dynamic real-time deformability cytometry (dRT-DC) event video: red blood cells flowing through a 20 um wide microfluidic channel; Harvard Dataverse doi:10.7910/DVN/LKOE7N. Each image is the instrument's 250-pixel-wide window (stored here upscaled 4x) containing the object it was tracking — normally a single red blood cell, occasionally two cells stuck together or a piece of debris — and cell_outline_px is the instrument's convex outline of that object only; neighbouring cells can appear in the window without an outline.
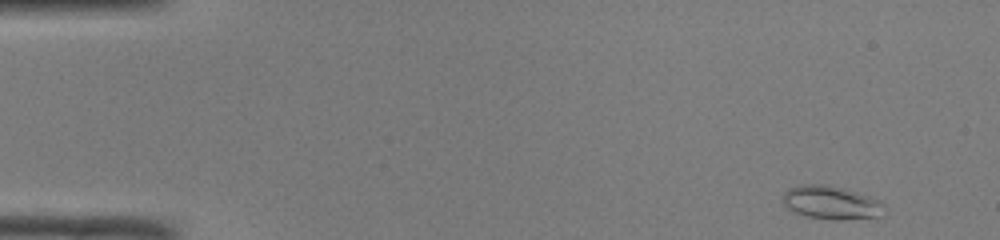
{"species": "common noctule bat (a hibernating species)", "species_latin": "Nyctalus noctula", "temperature_condition": "room temperature", "stored_images_in_passage": 47, "camera_frame_rate_fps": 3000, "um_per_image_px": 0.085, "animal": {"sex": "male", "body_mass_g": 19.0, "forearm_length_mm": 50.8}, "frame": {"image": 1, "passage_image": 1, "time_ms": 0.0, "image_size_px": [1000, 240], "cell_outline_px": [[884, 204], [876, 216], [840, 220], [836, 220], [808, 216], [796, 212], [788, 208], [784, 204], [784, 192], [788, 188], [800, 184], [824, 184], [856, 192], [880, 200]], "centroid_in_image_um": [70.59, 17.2], "position_along_channel_um": 14.4, "area_um2": 19.13}}
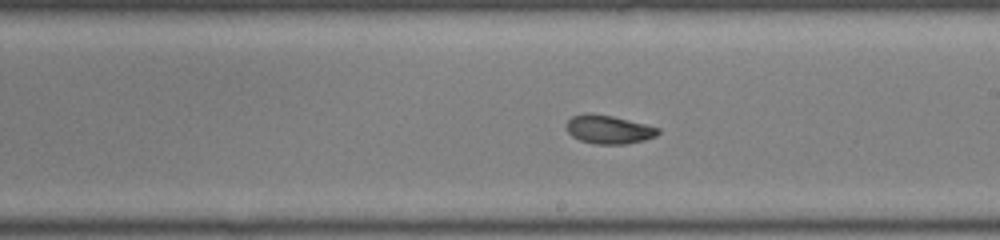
{"frame": {"image": 2, "passage_image": 26, "time_ms": 8.333, "image_size_px": [1000, 240], "cell_outline_px": [[660, 132], [656, 136], [644, 140], [624, 144], [596, 144], [580, 140], [572, 136], [568, 132], [568, 120], [572, 116], [584, 112], [588, 112], [612, 116], [660, 128]], "centroid_in_image_um": [51.73, 11.0], "position_along_channel_um": 237.3, "area_um2": 15.14}}
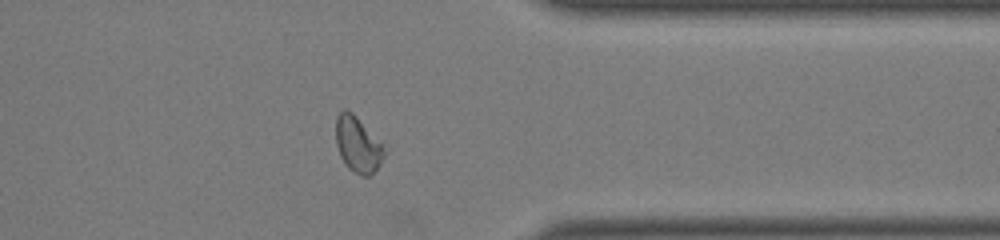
{"frame": {"image": 3, "passage_image": 37, "time_ms": 12.0, "image_size_px": [1000, 240], "cell_outline_px": [[388, 152], [380, 164], [368, 176], [360, 176], [352, 172], [344, 164], [340, 156], [336, 144], [336, 116], [344, 108], [352, 112], [356, 116]], "centroid_in_image_um": [30.39, 12.31], "position_along_channel_um": 381.0, "area_um2": 15.66}, "authors_computed_cell_mechanics": {"area_um2": 15.7794, "velocity_mm_per_s": 4.1068, "shape_relaxation_time_tau1_ms": 6.3898, "shape_relaxation_time_tau2_ms": 3.2805, "deformation_change_tau1": 0.1799, "deformation_change_tau2": 0.0722}}